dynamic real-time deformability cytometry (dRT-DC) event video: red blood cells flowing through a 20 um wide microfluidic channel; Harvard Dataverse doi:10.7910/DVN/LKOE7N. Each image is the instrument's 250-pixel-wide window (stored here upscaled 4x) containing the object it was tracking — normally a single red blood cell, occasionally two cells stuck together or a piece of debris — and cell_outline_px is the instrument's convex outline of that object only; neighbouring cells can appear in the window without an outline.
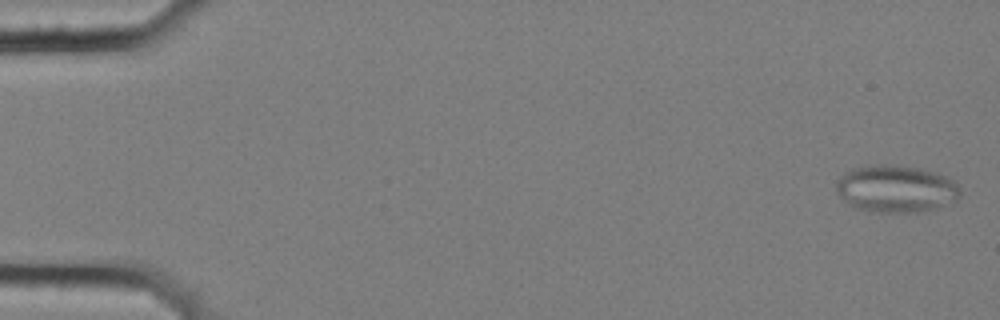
{"species": "common noctule bat (a hibernating species)", "species_latin": "Nyctalus noctula", "temperature_condition": "cold", "stored_images_in_passage": 4, "camera_frame_rate_fps": 3000, "um_per_image_px": 0.085, "animal": {"sex": "female", "body_mass_g": 25.1}, "frame": {"image": 1, "passage_image": 1, "time_ms": 0.0, "image_size_px": [1000, 320], "cell_outline_px": [[960, 196], [956, 200], [940, 208], [920, 212], [868, 212], [856, 208], [848, 204], [836, 192], [836, 184], [840, 176], [844, 172], [852, 168], [876, 164], [884, 164], [920, 168], [936, 172], [956, 180], [960, 188]], "centroid_in_image_um": [76.18, 16.05], "position_along_channel_um": 8.8, "area_um2": 34.68}}